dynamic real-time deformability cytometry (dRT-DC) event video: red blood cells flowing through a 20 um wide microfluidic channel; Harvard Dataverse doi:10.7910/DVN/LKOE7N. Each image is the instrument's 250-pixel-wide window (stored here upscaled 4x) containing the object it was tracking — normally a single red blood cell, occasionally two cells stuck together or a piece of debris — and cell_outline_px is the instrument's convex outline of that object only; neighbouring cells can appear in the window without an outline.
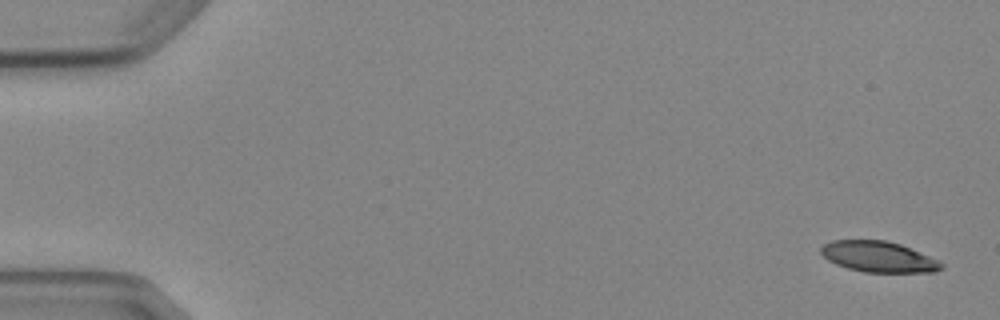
{"species": "Egyptian fruit bat (a non-hibernating species)", "species_latin": "Rousettus aegyptiacus", "temperature_condition": "cold", "stored_images_in_passage": 4, "camera_frame_rate_fps": 3000, "um_per_image_px": 0.085, "animal": {"sex": "female"}, "frame": {"image": 1, "passage_image": 1, "time_ms": 0.0, "image_size_px": [1000, 320], "cell_outline_px": [[944, 268], [936, 272], [864, 272], [848, 268], [836, 264], [828, 260], [820, 252], [820, 248], [824, 244], [832, 240], [884, 240], [900, 244], [940, 260], [944, 264]], "centroid_in_image_um": [74.71, 21.83], "position_along_channel_um": 10.3, "area_um2": 21.68}}
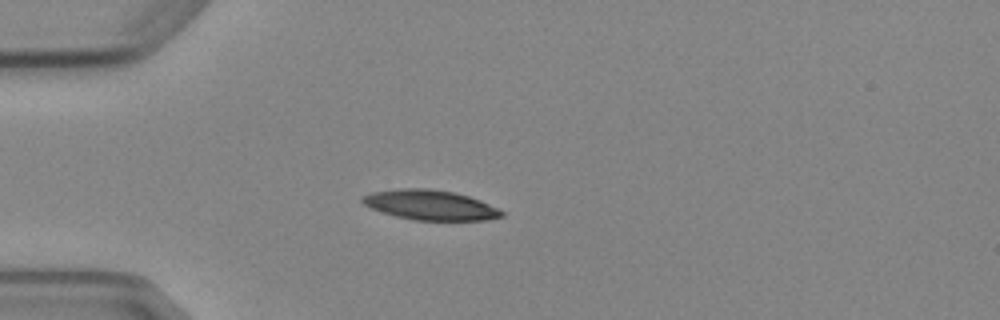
{"frame": {"image": 2, "passage_image": 4, "time_ms": 4.333, "image_size_px": [1000, 320], "cell_outline_px": [[504, 216], [484, 220], [412, 220], [396, 216], [372, 208], [364, 204], [360, 200], [360, 196], [372, 192], [400, 188], [428, 188], [452, 192], [468, 196], [480, 200], [504, 212]], "centroid_in_image_um": [36.54, 17.42], "position_along_channel_um": 48.5, "area_um2": 24.1}}